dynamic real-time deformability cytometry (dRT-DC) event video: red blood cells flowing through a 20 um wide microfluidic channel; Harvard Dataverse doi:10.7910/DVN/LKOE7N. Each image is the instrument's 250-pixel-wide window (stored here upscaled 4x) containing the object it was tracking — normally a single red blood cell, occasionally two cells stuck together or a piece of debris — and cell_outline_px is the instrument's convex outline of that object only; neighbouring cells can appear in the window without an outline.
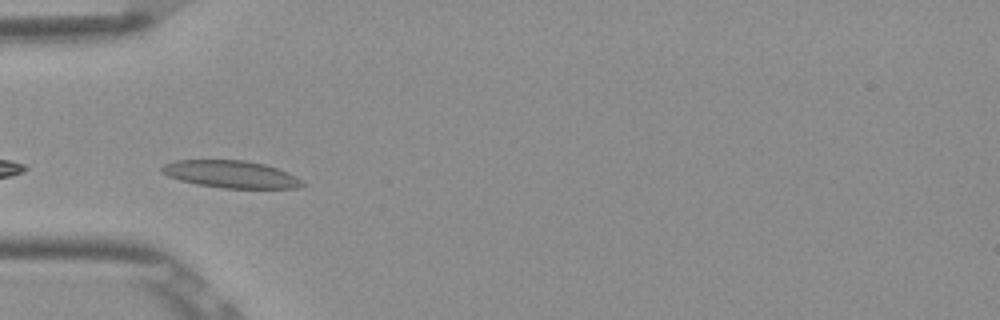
{"species": "Egyptian fruit bat (a non-hibernating species)", "species_latin": "Rousettus aegyptiacus", "temperature_condition": "room temperature", "stored_images_in_passage": 28, "camera_frame_rate_fps": 3000, "um_per_image_px": 0.085, "frame": {"image": 1, "passage_image": 2, "time_ms": 0.333, "image_size_px": [1000, 320], "cell_outline_px": [[304, 184], [296, 188], [224, 188], [196, 184], [180, 180], [168, 176], [160, 172], [160, 168], [164, 164], [176, 160], [244, 160], [264, 164], [288, 172], [296, 176]], "centroid_in_image_um": [19.58, 14.8], "position_along_channel_um": 65.4, "area_um2": 22.25}}
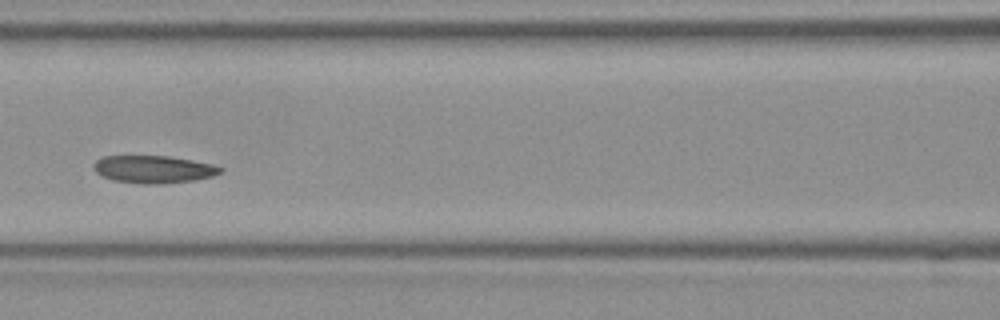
{"frame": {"image": 2, "passage_image": 9, "time_ms": 2.667, "image_size_px": [1000, 320], "cell_outline_px": [[224, 168], [220, 172], [212, 176], [196, 180], [156, 184], [144, 184], [112, 180], [96, 172], [92, 164], [96, 160], [104, 156], [168, 156], [192, 160], [212, 164]], "centroid_in_image_um": [13.04, 14.39], "position_along_channel_um": 153.6, "area_um2": 20.23}}
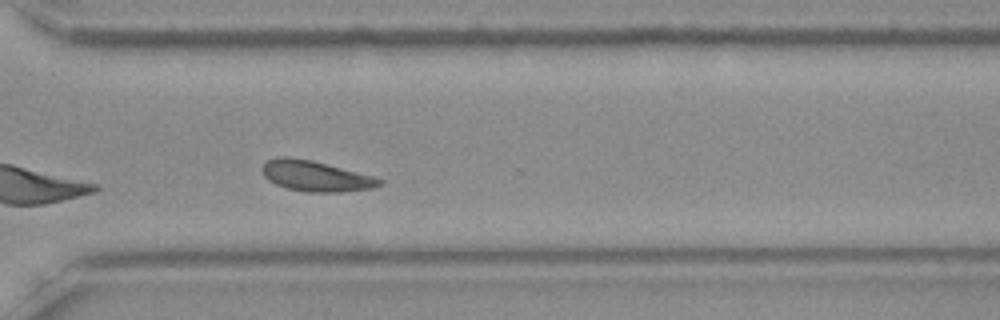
{"frame": {"image": 3, "passage_image": 24, "time_ms": 7.667, "image_size_px": [1000, 320], "cell_outline_px": [[384, 184], [372, 188], [340, 192], [308, 192], [288, 188], [276, 184], [268, 180], [264, 176], [260, 168], [268, 160], [280, 156], [284, 156], [312, 160], [372, 176], [384, 180]], "centroid_in_image_um": [26.82, 14.96], "position_along_channel_um": 343.8, "area_um2": 20.75}, "authors_computed_cell_mechanics": {"area_um2": 20.3456, "velocity_mm_per_s": 3.8156, "shape_relaxation_time_tau1_ms": 6.4725, "shape_relaxation_time_tau2_ms": 2.6423, "deformation_change_tau1": 0.1204, "deformation_change_tau2": 0.0781}}